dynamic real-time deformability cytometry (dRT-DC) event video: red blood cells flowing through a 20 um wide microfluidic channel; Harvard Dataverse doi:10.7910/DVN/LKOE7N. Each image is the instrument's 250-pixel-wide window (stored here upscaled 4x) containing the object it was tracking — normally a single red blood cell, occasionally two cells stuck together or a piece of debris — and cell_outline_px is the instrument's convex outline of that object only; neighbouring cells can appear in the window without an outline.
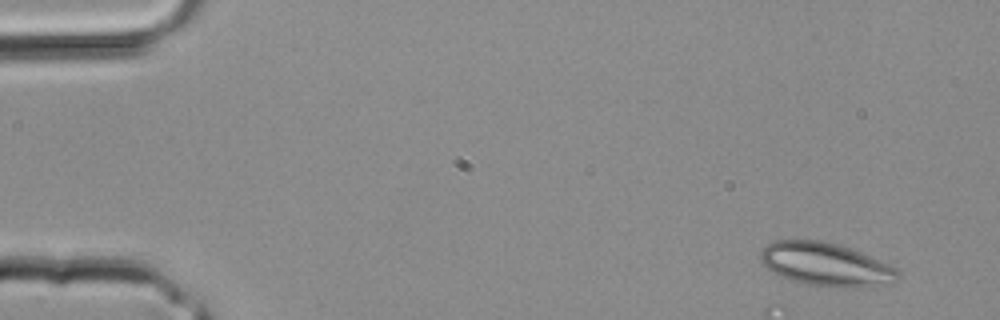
{"species": "common noctule bat (a hibernating species)", "species_latin": "Nyctalus noctula", "temperature_condition": "room temperature", "stored_images_in_passage": 3, "camera_frame_rate_fps": 3000, "um_per_image_px": 0.085, "animal": {"sex": "male", "body_mass_g": 20.4}, "frame": {"image": 1, "passage_image": 1, "time_ms": 0.0, "image_size_px": [1000, 320], "cell_outline_px": [[900, 276], [892, 284], [852, 288], [840, 288], [804, 284], [788, 280], [772, 272], [760, 260], [760, 252], [768, 244], [776, 240], [824, 240], [840, 244], [852, 248], [888, 264], [896, 268], [900, 272]], "centroid_in_image_um": [70.22, 22.48], "position_along_channel_um": 14.8, "area_um2": 35.14}}